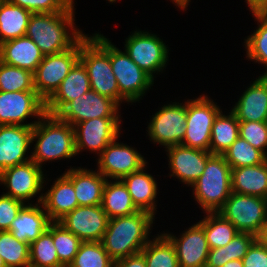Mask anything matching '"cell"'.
I'll list each match as a JSON object with an SVG mask.
<instances>
[{"mask_svg":"<svg viewBox=\"0 0 267 267\" xmlns=\"http://www.w3.org/2000/svg\"><path fill=\"white\" fill-rule=\"evenodd\" d=\"M120 118H94L74 126L76 153L101 152L121 134Z\"/></svg>","mask_w":267,"mask_h":267,"instance_id":"16","label":"cell"},{"mask_svg":"<svg viewBox=\"0 0 267 267\" xmlns=\"http://www.w3.org/2000/svg\"><path fill=\"white\" fill-rule=\"evenodd\" d=\"M109 217L101 205L78 206L58 221L83 242L101 241Z\"/></svg>","mask_w":267,"mask_h":267,"instance_id":"17","label":"cell"},{"mask_svg":"<svg viewBox=\"0 0 267 267\" xmlns=\"http://www.w3.org/2000/svg\"><path fill=\"white\" fill-rule=\"evenodd\" d=\"M79 60L85 66L91 90L119 105V88L110 63V40L103 34H85L80 39Z\"/></svg>","mask_w":267,"mask_h":267,"instance_id":"4","label":"cell"},{"mask_svg":"<svg viewBox=\"0 0 267 267\" xmlns=\"http://www.w3.org/2000/svg\"><path fill=\"white\" fill-rule=\"evenodd\" d=\"M114 267H147L144 255L140 252L114 261Z\"/></svg>","mask_w":267,"mask_h":267,"instance_id":"46","label":"cell"},{"mask_svg":"<svg viewBox=\"0 0 267 267\" xmlns=\"http://www.w3.org/2000/svg\"><path fill=\"white\" fill-rule=\"evenodd\" d=\"M203 213L218 212L232 193L231 167L223 155L212 154L202 175L191 186Z\"/></svg>","mask_w":267,"mask_h":267,"instance_id":"5","label":"cell"},{"mask_svg":"<svg viewBox=\"0 0 267 267\" xmlns=\"http://www.w3.org/2000/svg\"><path fill=\"white\" fill-rule=\"evenodd\" d=\"M44 171L33 160L23 164L8 167L0 172V184L8 190L2 194L21 200L26 204L33 197L37 203H41L46 183Z\"/></svg>","mask_w":267,"mask_h":267,"instance_id":"11","label":"cell"},{"mask_svg":"<svg viewBox=\"0 0 267 267\" xmlns=\"http://www.w3.org/2000/svg\"><path fill=\"white\" fill-rule=\"evenodd\" d=\"M167 46L157 34L134 30L125 40L124 51L136 65L154 79L155 73L159 74L168 65L169 48Z\"/></svg>","mask_w":267,"mask_h":267,"instance_id":"9","label":"cell"},{"mask_svg":"<svg viewBox=\"0 0 267 267\" xmlns=\"http://www.w3.org/2000/svg\"><path fill=\"white\" fill-rule=\"evenodd\" d=\"M51 235L59 262L64 267H69L83 241L58 222H51Z\"/></svg>","mask_w":267,"mask_h":267,"instance_id":"38","label":"cell"},{"mask_svg":"<svg viewBox=\"0 0 267 267\" xmlns=\"http://www.w3.org/2000/svg\"><path fill=\"white\" fill-rule=\"evenodd\" d=\"M155 216L139 210L131 215L111 218L101 243L114 260L140 253L150 241Z\"/></svg>","mask_w":267,"mask_h":267,"instance_id":"2","label":"cell"},{"mask_svg":"<svg viewBox=\"0 0 267 267\" xmlns=\"http://www.w3.org/2000/svg\"><path fill=\"white\" fill-rule=\"evenodd\" d=\"M257 21L258 27L254 33L244 41L246 58L266 68L263 75L267 74V12H251Z\"/></svg>","mask_w":267,"mask_h":267,"instance_id":"35","label":"cell"},{"mask_svg":"<svg viewBox=\"0 0 267 267\" xmlns=\"http://www.w3.org/2000/svg\"><path fill=\"white\" fill-rule=\"evenodd\" d=\"M115 138L98 156L97 171L106 179H122L147 165V161L136 148L116 142Z\"/></svg>","mask_w":267,"mask_h":267,"instance_id":"15","label":"cell"},{"mask_svg":"<svg viewBox=\"0 0 267 267\" xmlns=\"http://www.w3.org/2000/svg\"><path fill=\"white\" fill-rule=\"evenodd\" d=\"M45 114V101L36 91H0V125L34 126ZM30 117L38 120L24 123Z\"/></svg>","mask_w":267,"mask_h":267,"instance_id":"14","label":"cell"},{"mask_svg":"<svg viewBox=\"0 0 267 267\" xmlns=\"http://www.w3.org/2000/svg\"><path fill=\"white\" fill-rule=\"evenodd\" d=\"M8 2L27 9L32 14L56 13L66 11L74 0H7Z\"/></svg>","mask_w":267,"mask_h":267,"instance_id":"43","label":"cell"},{"mask_svg":"<svg viewBox=\"0 0 267 267\" xmlns=\"http://www.w3.org/2000/svg\"><path fill=\"white\" fill-rule=\"evenodd\" d=\"M231 190L267 199V159L255 166L231 169Z\"/></svg>","mask_w":267,"mask_h":267,"instance_id":"28","label":"cell"},{"mask_svg":"<svg viewBox=\"0 0 267 267\" xmlns=\"http://www.w3.org/2000/svg\"><path fill=\"white\" fill-rule=\"evenodd\" d=\"M173 243L180 267H205L209 254L204 228L197 222L176 237L164 233Z\"/></svg>","mask_w":267,"mask_h":267,"instance_id":"20","label":"cell"},{"mask_svg":"<svg viewBox=\"0 0 267 267\" xmlns=\"http://www.w3.org/2000/svg\"><path fill=\"white\" fill-rule=\"evenodd\" d=\"M221 111L205 94L186 101L185 136L181 145L210 152L211 128Z\"/></svg>","mask_w":267,"mask_h":267,"instance_id":"8","label":"cell"},{"mask_svg":"<svg viewBox=\"0 0 267 267\" xmlns=\"http://www.w3.org/2000/svg\"><path fill=\"white\" fill-rule=\"evenodd\" d=\"M91 90L87 70L78 60L55 93L45 102L46 113L56 115L68 102Z\"/></svg>","mask_w":267,"mask_h":267,"instance_id":"22","label":"cell"},{"mask_svg":"<svg viewBox=\"0 0 267 267\" xmlns=\"http://www.w3.org/2000/svg\"><path fill=\"white\" fill-rule=\"evenodd\" d=\"M223 156L231 169L255 166L263 163L267 159V157L260 150L251 146L240 136L223 153Z\"/></svg>","mask_w":267,"mask_h":267,"instance_id":"39","label":"cell"},{"mask_svg":"<svg viewBox=\"0 0 267 267\" xmlns=\"http://www.w3.org/2000/svg\"><path fill=\"white\" fill-rule=\"evenodd\" d=\"M154 239L146 244L141 253L147 267H180L175 247L163 233L152 236Z\"/></svg>","mask_w":267,"mask_h":267,"instance_id":"33","label":"cell"},{"mask_svg":"<svg viewBox=\"0 0 267 267\" xmlns=\"http://www.w3.org/2000/svg\"><path fill=\"white\" fill-rule=\"evenodd\" d=\"M33 141L31 160L40 168L45 162L71 159L77 155L74 127L56 115L46 113L38 120L32 130V144Z\"/></svg>","mask_w":267,"mask_h":267,"instance_id":"3","label":"cell"},{"mask_svg":"<svg viewBox=\"0 0 267 267\" xmlns=\"http://www.w3.org/2000/svg\"><path fill=\"white\" fill-rule=\"evenodd\" d=\"M239 136L267 157V121L239 122Z\"/></svg>","mask_w":267,"mask_h":267,"instance_id":"42","label":"cell"},{"mask_svg":"<svg viewBox=\"0 0 267 267\" xmlns=\"http://www.w3.org/2000/svg\"><path fill=\"white\" fill-rule=\"evenodd\" d=\"M41 204L51 222H58L78 207L73 183L64 175L56 178L50 189L43 193Z\"/></svg>","mask_w":267,"mask_h":267,"instance_id":"25","label":"cell"},{"mask_svg":"<svg viewBox=\"0 0 267 267\" xmlns=\"http://www.w3.org/2000/svg\"><path fill=\"white\" fill-rule=\"evenodd\" d=\"M222 267H244L242 260H231L225 263Z\"/></svg>","mask_w":267,"mask_h":267,"instance_id":"49","label":"cell"},{"mask_svg":"<svg viewBox=\"0 0 267 267\" xmlns=\"http://www.w3.org/2000/svg\"><path fill=\"white\" fill-rule=\"evenodd\" d=\"M250 12H267V0H245Z\"/></svg>","mask_w":267,"mask_h":267,"instance_id":"47","label":"cell"},{"mask_svg":"<svg viewBox=\"0 0 267 267\" xmlns=\"http://www.w3.org/2000/svg\"><path fill=\"white\" fill-rule=\"evenodd\" d=\"M110 63L119 88V106L122 102H139L151 89L154 79L136 65L129 55L110 41Z\"/></svg>","mask_w":267,"mask_h":267,"instance_id":"7","label":"cell"},{"mask_svg":"<svg viewBox=\"0 0 267 267\" xmlns=\"http://www.w3.org/2000/svg\"><path fill=\"white\" fill-rule=\"evenodd\" d=\"M146 167V165L143 166L140 170L132 172L121 180L126 185L136 208L155 216L158 185L154 176L146 172Z\"/></svg>","mask_w":267,"mask_h":267,"instance_id":"27","label":"cell"},{"mask_svg":"<svg viewBox=\"0 0 267 267\" xmlns=\"http://www.w3.org/2000/svg\"><path fill=\"white\" fill-rule=\"evenodd\" d=\"M43 57V53L36 44L26 36L0 44V61L32 73L35 72Z\"/></svg>","mask_w":267,"mask_h":267,"instance_id":"26","label":"cell"},{"mask_svg":"<svg viewBox=\"0 0 267 267\" xmlns=\"http://www.w3.org/2000/svg\"><path fill=\"white\" fill-rule=\"evenodd\" d=\"M111 98L90 90L68 102L56 116L73 127L94 118H121V107Z\"/></svg>","mask_w":267,"mask_h":267,"instance_id":"13","label":"cell"},{"mask_svg":"<svg viewBox=\"0 0 267 267\" xmlns=\"http://www.w3.org/2000/svg\"><path fill=\"white\" fill-rule=\"evenodd\" d=\"M170 168V177H176L183 184L192 186L202 175L211 152L174 145L165 148Z\"/></svg>","mask_w":267,"mask_h":267,"instance_id":"19","label":"cell"},{"mask_svg":"<svg viewBox=\"0 0 267 267\" xmlns=\"http://www.w3.org/2000/svg\"><path fill=\"white\" fill-rule=\"evenodd\" d=\"M80 40L70 49L56 54L44 55L33 73L34 87L46 102L59 88L71 68L79 60Z\"/></svg>","mask_w":267,"mask_h":267,"instance_id":"10","label":"cell"},{"mask_svg":"<svg viewBox=\"0 0 267 267\" xmlns=\"http://www.w3.org/2000/svg\"><path fill=\"white\" fill-rule=\"evenodd\" d=\"M0 267H6V264L1 257H0Z\"/></svg>","mask_w":267,"mask_h":267,"instance_id":"50","label":"cell"},{"mask_svg":"<svg viewBox=\"0 0 267 267\" xmlns=\"http://www.w3.org/2000/svg\"><path fill=\"white\" fill-rule=\"evenodd\" d=\"M159 109L152 115L146 130L150 141L164 146V149L182 144L187 122L186 101H175Z\"/></svg>","mask_w":267,"mask_h":267,"instance_id":"12","label":"cell"},{"mask_svg":"<svg viewBox=\"0 0 267 267\" xmlns=\"http://www.w3.org/2000/svg\"><path fill=\"white\" fill-rule=\"evenodd\" d=\"M258 237L255 234L239 232L225 246L209 249L205 267H222L231 260H242L249 247Z\"/></svg>","mask_w":267,"mask_h":267,"instance_id":"32","label":"cell"},{"mask_svg":"<svg viewBox=\"0 0 267 267\" xmlns=\"http://www.w3.org/2000/svg\"><path fill=\"white\" fill-rule=\"evenodd\" d=\"M74 6L73 3L63 12L36 13L30 16L25 36L36 44L43 55L68 50L85 35L75 25Z\"/></svg>","mask_w":267,"mask_h":267,"instance_id":"1","label":"cell"},{"mask_svg":"<svg viewBox=\"0 0 267 267\" xmlns=\"http://www.w3.org/2000/svg\"><path fill=\"white\" fill-rule=\"evenodd\" d=\"M63 173L72 183L79 206L101 205L107 179L93 169L70 167Z\"/></svg>","mask_w":267,"mask_h":267,"instance_id":"23","label":"cell"},{"mask_svg":"<svg viewBox=\"0 0 267 267\" xmlns=\"http://www.w3.org/2000/svg\"><path fill=\"white\" fill-rule=\"evenodd\" d=\"M244 267H267V240L258 237L242 259Z\"/></svg>","mask_w":267,"mask_h":267,"instance_id":"45","label":"cell"},{"mask_svg":"<svg viewBox=\"0 0 267 267\" xmlns=\"http://www.w3.org/2000/svg\"><path fill=\"white\" fill-rule=\"evenodd\" d=\"M25 205L21 200L0 195V231L9 230L19 211Z\"/></svg>","mask_w":267,"mask_h":267,"instance_id":"44","label":"cell"},{"mask_svg":"<svg viewBox=\"0 0 267 267\" xmlns=\"http://www.w3.org/2000/svg\"><path fill=\"white\" fill-rule=\"evenodd\" d=\"M69 267H114V260L105 251L101 241L82 242Z\"/></svg>","mask_w":267,"mask_h":267,"instance_id":"40","label":"cell"},{"mask_svg":"<svg viewBox=\"0 0 267 267\" xmlns=\"http://www.w3.org/2000/svg\"><path fill=\"white\" fill-rule=\"evenodd\" d=\"M117 0H108L109 3H115ZM119 1V0H118Z\"/></svg>","mask_w":267,"mask_h":267,"instance_id":"51","label":"cell"},{"mask_svg":"<svg viewBox=\"0 0 267 267\" xmlns=\"http://www.w3.org/2000/svg\"><path fill=\"white\" fill-rule=\"evenodd\" d=\"M33 126L0 125V172L31 160Z\"/></svg>","mask_w":267,"mask_h":267,"instance_id":"18","label":"cell"},{"mask_svg":"<svg viewBox=\"0 0 267 267\" xmlns=\"http://www.w3.org/2000/svg\"><path fill=\"white\" fill-rule=\"evenodd\" d=\"M0 257L6 267H29V244L20 242L8 230L0 231Z\"/></svg>","mask_w":267,"mask_h":267,"instance_id":"37","label":"cell"},{"mask_svg":"<svg viewBox=\"0 0 267 267\" xmlns=\"http://www.w3.org/2000/svg\"><path fill=\"white\" fill-rule=\"evenodd\" d=\"M51 223L41 203H26L12 222L10 231L20 242L35 241Z\"/></svg>","mask_w":267,"mask_h":267,"instance_id":"24","label":"cell"},{"mask_svg":"<svg viewBox=\"0 0 267 267\" xmlns=\"http://www.w3.org/2000/svg\"><path fill=\"white\" fill-rule=\"evenodd\" d=\"M239 232L265 237L267 232V199L232 192L218 211Z\"/></svg>","mask_w":267,"mask_h":267,"instance_id":"6","label":"cell"},{"mask_svg":"<svg viewBox=\"0 0 267 267\" xmlns=\"http://www.w3.org/2000/svg\"><path fill=\"white\" fill-rule=\"evenodd\" d=\"M175 6H177L179 9L185 11V8L188 7L190 0H170Z\"/></svg>","mask_w":267,"mask_h":267,"instance_id":"48","label":"cell"},{"mask_svg":"<svg viewBox=\"0 0 267 267\" xmlns=\"http://www.w3.org/2000/svg\"><path fill=\"white\" fill-rule=\"evenodd\" d=\"M32 13L7 0H0V44L23 37Z\"/></svg>","mask_w":267,"mask_h":267,"instance_id":"30","label":"cell"},{"mask_svg":"<svg viewBox=\"0 0 267 267\" xmlns=\"http://www.w3.org/2000/svg\"><path fill=\"white\" fill-rule=\"evenodd\" d=\"M103 210L111 218L131 215L139 211L133 204L131 195L121 179H107L102 196Z\"/></svg>","mask_w":267,"mask_h":267,"instance_id":"29","label":"cell"},{"mask_svg":"<svg viewBox=\"0 0 267 267\" xmlns=\"http://www.w3.org/2000/svg\"><path fill=\"white\" fill-rule=\"evenodd\" d=\"M246 88L231 111L239 122L267 121V76L260 74Z\"/></svg>","mask_w":267,"mask_h":267,"instance_id":"21","label":"cell"},{"mask_svg":"<svg viewBox=\"0 0 267 267\" xmlns=\"http://www.w3.org/2000/svg\"><path fill=\"white\" fill-rule=\"evenodd\" d=\"M29 267H64L56 253L51 235V223L35 241L29 244Z\"/></svg>","mask_w":267,"mask_h":267,"instance_id":"36","label":"cell"},{"mask_svg":"<svg viewBox=\"0 0 267 267\" xmlns=\"http://www.w3.org/2000/svg\"><path fill=\"white\" fill-rule=\"evenodd\" d=\"M0 91H35L33 73L0 61Z\"/></svg>","mask_w":267,"mask_h":267,"instance_id":"41","label":"cell"},{"mask_svg":"<svg viewBox=\"0 0 267 267\" xmlns=\"http://www.w3.org/2000/svg\"><path fill=\"white\" fill-rule=\"evenodd\" d=\"M198 223L204 228L209 249L227 245L239 233L236 227L218 212H206Z\"/></svg>","mask_w":267,"mask_h":267,"instance_id":"34","label":"cell"},{"mask_svg":"<svg viewBox=\"0 0 267 267\" xmlns=\"http://www.w3.org/2000/svg\"><path fill=\"white\" fill-rule=\"evenodd\" d=\"M238 137L239 121L236 115L231 110L228 115H225L221 110L211 128L210 152L223 155Z\"/></svg>","mask_w":267,"mask_h":267,"instance_id":"31","label":"cell"}]
</instances>
